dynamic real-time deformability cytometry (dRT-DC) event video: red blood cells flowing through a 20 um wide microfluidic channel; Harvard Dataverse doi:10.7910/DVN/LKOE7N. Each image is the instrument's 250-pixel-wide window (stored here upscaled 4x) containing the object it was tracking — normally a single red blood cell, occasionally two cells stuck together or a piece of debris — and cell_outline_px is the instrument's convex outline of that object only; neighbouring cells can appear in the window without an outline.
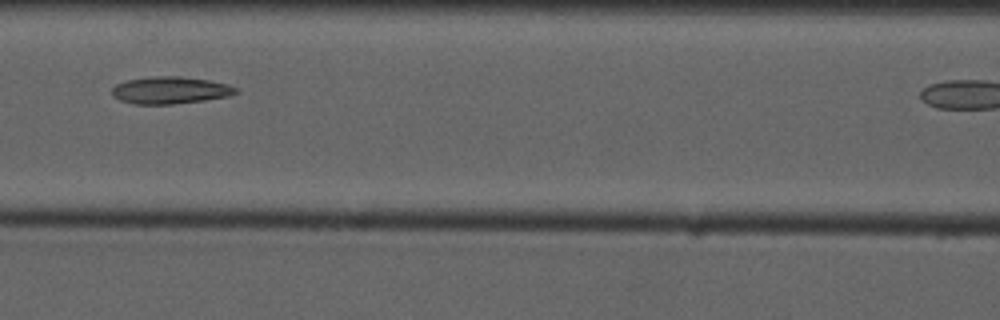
{"species": "common noctule bat (a hibernating species)", "species_latin": "Nyctalus noctula", "temperature_condition": "cold", "stored_images_in_passage": 6, "camera_frame_rate_fps": 3000, "um_per_image_px": 0.085, "animal": {"sex": "male", "forearm_length_mm": 52.5}, "frame": {"image": 1, "passage_image": 5, "time_ms": 4.667, "image_size_px": [1000, 320], "cell_outline_px": [[240, 92], [228, 96], [204, 100], [172, 104], [132, 104], [120, 100], [112, 96], [112, 88], [116, 84], [128, 80], [152, 76], [180, 76], [208, 80], [228, 84], [240, 88]], "centroid_in_image_um": [14.49, 7.67], "position_along_channel_um": 152.1, "area_um2": 19.71}}